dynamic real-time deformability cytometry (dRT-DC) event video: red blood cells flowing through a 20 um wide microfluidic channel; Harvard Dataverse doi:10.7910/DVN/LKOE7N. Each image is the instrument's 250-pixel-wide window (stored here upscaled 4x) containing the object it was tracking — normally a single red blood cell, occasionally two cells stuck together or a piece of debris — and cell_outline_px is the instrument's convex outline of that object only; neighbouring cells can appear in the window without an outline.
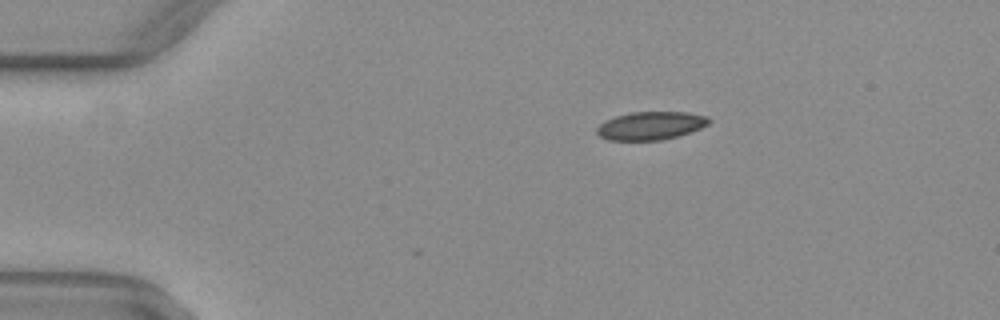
{"species": "common noctule bat (a hibernating species)", "species_latin": "Nyctalus noctula", "temperature_condition": "warm", "stored_images_in_passage": 43, "camera_frame_rate_fps": 3000, "um_per_image_px": 0.085, "animal": {"sex": "female", "body_mass_g": 29.2, "forearm_length_mm": 56.3}, "frame": {"image": 1, "passage_image": 1, "time_ms": 0.0, "image_size_px": [1000, 320], "cell_outline_px": [[712, 120], [708, 124], [700, 128], [664, 140], [608, 140], [600, 136], [596, 132], [596, 128], [604, 120], [616, 116], [632, 112], [688, 112], [708, 116]], "centroid_in_image_um": [55.3, 10.67], "position_along_channel_um": 29.7, "area_um2": 18.38}}
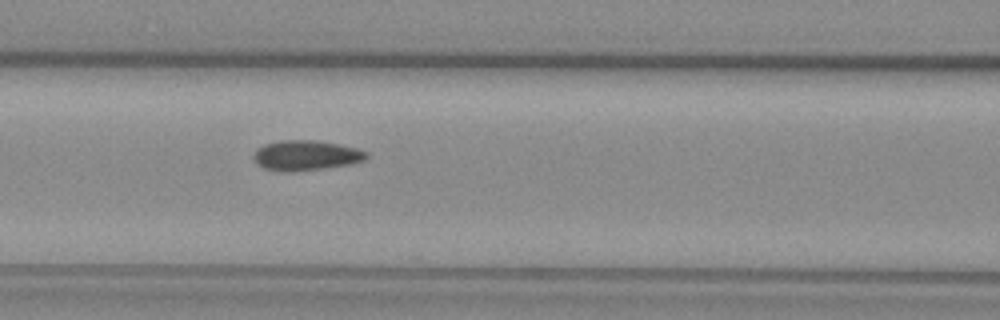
{"frame": {"image": 2, "passage_image": 14, "time_ms": 4.333, "image_size_px": [1000, 320], "cell_outline_px": [[368, 156], [364, 160], [352, 164], [292, 172], [280, 172], [264, 168], [256, 164], [252, 156], [256, 148], [264, 144], [280, 140], [316, 140], [356, 148], [368, 152]], "centroid_in_image_um": [25.95, 13.21], "position_along_channel_um": 140.6, "area_um2": 19.94}}
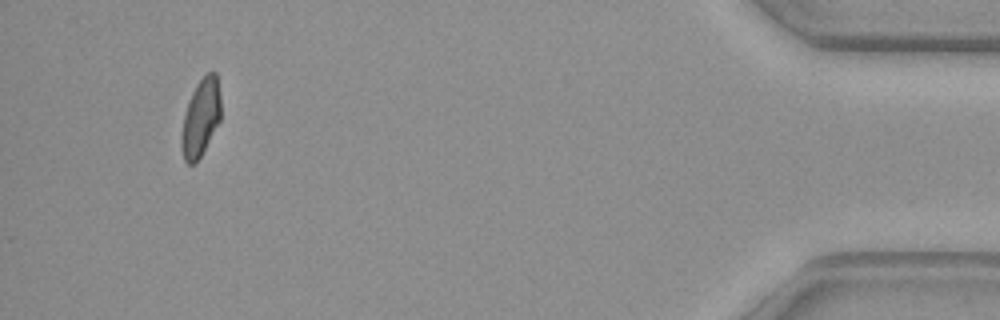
{"frame": {"image": 3, "passage_image": 40, "time_ms": 13.0, "image_size_px": [1000, 320], "cell_outline_px": [[220, 120], [200, 156], [192, 164], [188, 164], [184, 160], [180, 148], [180, 136], [184, 116], [192, 92], [196, 84], [208, 72], [216, 72], [220, 96]], "centroid_in_image_um": [17.04, 10.01], "position_along_channel_um": 418.2, "area_um2": 17.51}, "authors_computed_cell_mechanics": {"area_um2": 19.074, "velocity_mm_per_s": 4.0372, "shape_relaxation_time_tau1_ms": null, "shape_relaxation_time_tau2_ms": 1.4563, "deformation_change_tau1": null, "deformation_change_tau2": 0.0546}}